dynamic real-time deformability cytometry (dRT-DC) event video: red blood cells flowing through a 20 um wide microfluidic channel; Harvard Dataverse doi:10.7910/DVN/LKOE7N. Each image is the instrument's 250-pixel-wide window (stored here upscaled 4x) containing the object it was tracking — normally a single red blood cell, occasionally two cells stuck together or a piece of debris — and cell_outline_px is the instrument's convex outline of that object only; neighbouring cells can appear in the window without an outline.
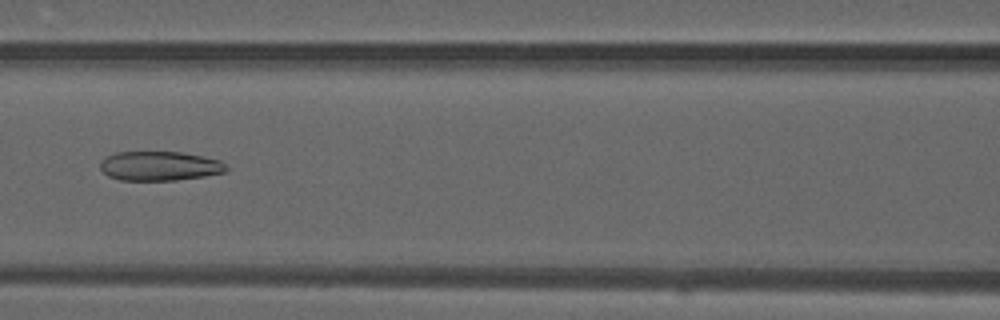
{"species": "common noctule bat (a hibernating species)", "species_latin": "Nyctalus noctula", "temperature_condition": "warm", "stored_images_in_passage": 48, "camera_frame_rate_fps": 3000, "um_per_image_px": 0.085, "animal": {"sex": "male", "forearm_length_mm": 52.5}, "frame": {"image": 1, "passage_image": 21, "time_ms": 6.667, "image_size_px": [1000, 320], "cell_outline_px": [[228, 168], [224, 172], [204, 176], [176, 180], [120, 180], [108, 176], [100, 168], [100, 164], [108, 156], [116, 152], [180, 152], [204, 156], [220, 160]], "centroid_in_image_um": [13.58, 14.11], "position_along_channel_um": 153.0, "area_um2": 21.39}, "authors_computed_cell_mechanics": {"area_um2": 22.4553, "velocity_mm_per_s": 4.1901, "shape_relaxation_time_tau1_ms": null, "shape_relaxation_time_tau2_ms": 2.5378, "deformation_change_tau1": null, "deformation_change_tau2": 0.1191}}